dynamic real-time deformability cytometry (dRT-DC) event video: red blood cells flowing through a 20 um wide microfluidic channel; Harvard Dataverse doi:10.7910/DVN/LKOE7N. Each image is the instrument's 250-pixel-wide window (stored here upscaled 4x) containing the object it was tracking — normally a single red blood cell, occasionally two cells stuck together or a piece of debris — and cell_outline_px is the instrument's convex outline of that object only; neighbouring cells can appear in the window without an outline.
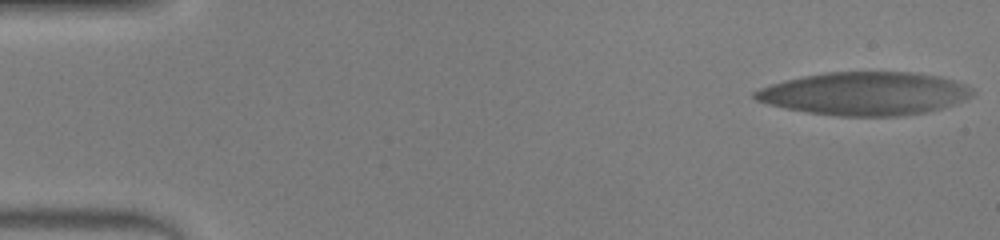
{"species": "human", "species_latin": "Homo sapiens", "temperature_condition": "warm", "stored_images_in_passage": 58, "camera_frame_rate_fps": 3000, "um_per_image_px": 0.085, "donor": {"sex": "male"}, "frame": {"image": 1, "passage_image": 1, "time_ms": 0.0, "image_size_px": [1000, 240], "cell_outline_px": [[976, 92], [972, 96], [964, 100], [940, 108], [924, 112], [900, 116], [840, 116], [808, 112], [768, 104], [756, 100], [752, 96], [752, 92], [760, 88], [784, 80], [824, 72], [912, 72], [940, 76], [964, 84], [972, 88]], "centroid_in_image_um": [73.51, 7.95], "position_along_channel_um": 11.5, "area_um2": 54.51}}
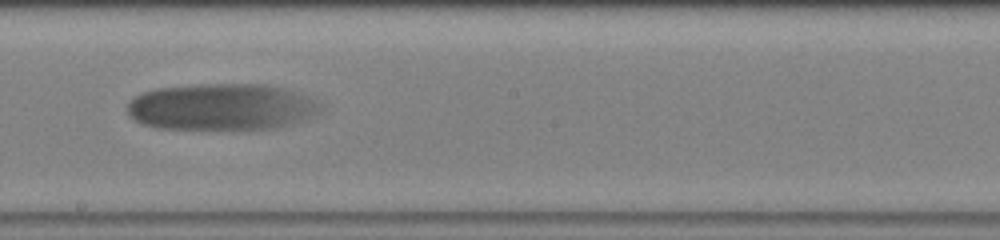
{"frame": {"image": 2, "passage_image": 33, "time_ms": 10.667, "image_size_px": [1000, 240], "cell_outline_px": [[320, 112], [316, 116], [304, 120], [276, 128], [156, 128], [140, 124], [128, 116], [128, 100], [140, 92], [156, 88], [200, 84], [264, 84], [300, 92], [316, 100], [320, 104]], "centroid_in_image_um": [18.81, 9.07], "position_along_channel_um": 229.4, "area_um2": 52.71}}
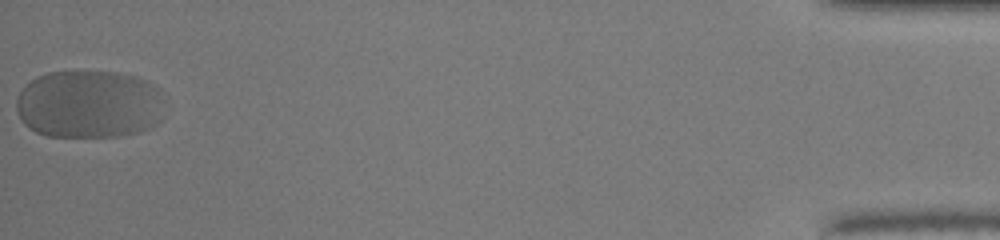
{"frame": {"image": 3, "passage_image": 58, "time_ms": 19.0, "image_size_px": [1000, 240], "cell_outline_px": [[160, 92], [156, 124], [152, 128], [140, 132], [120, 136], [48, 136], [36, 132], [28, 128], [20, 120], [16, 108], [16, 100], [20, 92], [36, 76], [48, 72], [116, 72], [136, 76], [148, 80]], "centroid_in_image_um": [7.51, 8.86], "position_along_channel_um": 427.7, "area_um2": 58.55}}